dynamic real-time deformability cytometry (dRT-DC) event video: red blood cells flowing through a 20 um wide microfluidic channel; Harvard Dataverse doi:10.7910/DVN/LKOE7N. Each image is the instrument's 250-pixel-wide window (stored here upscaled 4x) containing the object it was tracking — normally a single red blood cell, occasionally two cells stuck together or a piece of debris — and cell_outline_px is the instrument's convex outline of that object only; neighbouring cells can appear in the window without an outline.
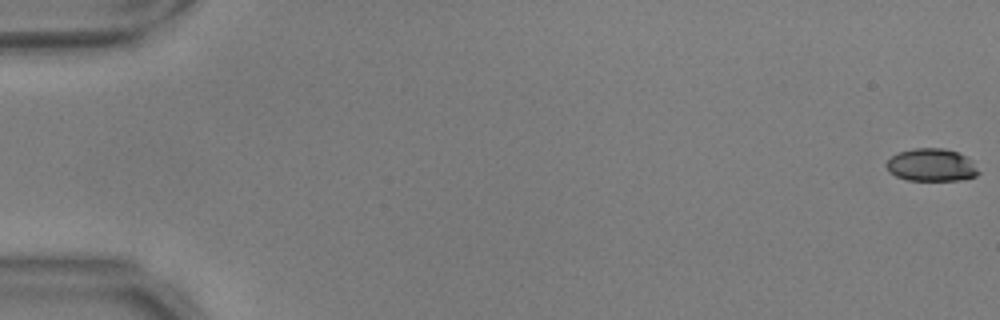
{"species": "common noctule bat (a hibernating species)", "species_latin": "Nyctalus noctula", "temperature_condition": "warm", "stored_images_in_passage": 55, "camera_frame_rate_fps": 3000, "um_per_image_px": 0.085, "animal": {"sex": "male", "body_mass_g": 17.9, "forearm_length_mm": 54.2}, "frame": {"image": 1, "passage_image": 1, "time_ms": 0.0, "image_size_px": [1000, 320], "cell_outline_px": [[980, 172], [976, 176], [964, 180], [908, 180], [896, 176], [888, 172], [884, 164], [896, 152], [912, 148], [944, 148], [956, 152], [972, 160]], "centroid_in_image_um": [79.15, 14.02], "position_along_channel_um": 5.9, "area_um2": 17.74}}
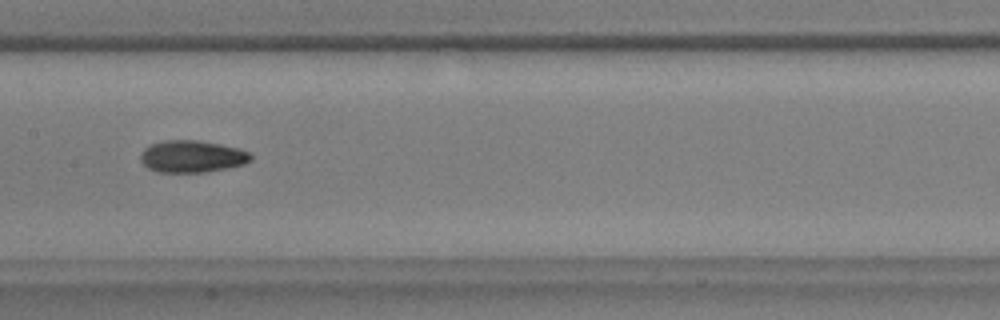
{"frame": {"image": 2, "passage_image": 29, "time_ms": 9.333, "image_size_px": [1000, 320], "cell_outline_px": [[252, 160], [244, 164], [228, 168], [204, 172], [156, 172], [148, 168], [140, 160], [140, 156], [144, 148], [152, 144], [164, 140], [200, 140], [240, 148], [248, 152], [252, 156]], "centroid_in_image_um": [16.33, 13.29], "position_along_channel_um": 191.1, "area_um2": 20.69}}
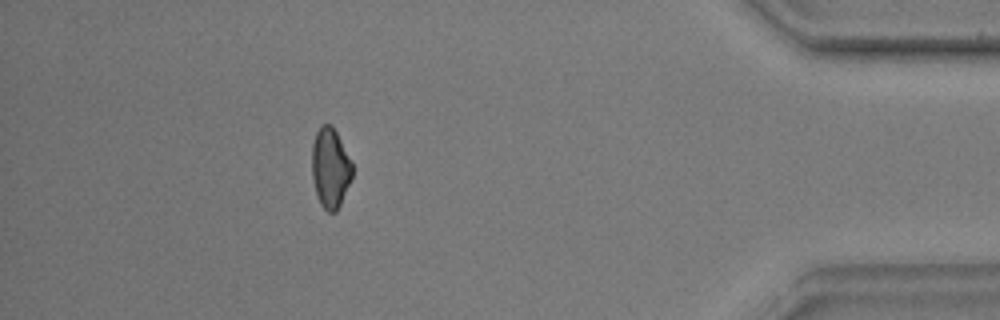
{"frame": {"image": 3, "passage_image": 50, "time_ms": 16.333, "image_size_px": [1000, 320], "cell_outline_px": [[352, 176], [340, 204], [336, 212], [328, 212], [320, 204], [316, 192], [312, 176], [312, 144], [316, 132], [320, 124], [332, 124], [352, 164]], "centroid_in_image_um": [28.05, 14.26], "position_along_channel_um": 407.1, "area_um2": 18.55}, "authors_computed_cell_mechanics": {"area_um2": 19.363, "velocity_mm_per_s": 3.7308, "shape_relaxation_time_tau1_ms": 3.6296, "shape_relaxation_time_tau2_ms": 4.6041, "deformation_change_tau1": 0.1117, "deformation_change_tau2": 0.1037}}